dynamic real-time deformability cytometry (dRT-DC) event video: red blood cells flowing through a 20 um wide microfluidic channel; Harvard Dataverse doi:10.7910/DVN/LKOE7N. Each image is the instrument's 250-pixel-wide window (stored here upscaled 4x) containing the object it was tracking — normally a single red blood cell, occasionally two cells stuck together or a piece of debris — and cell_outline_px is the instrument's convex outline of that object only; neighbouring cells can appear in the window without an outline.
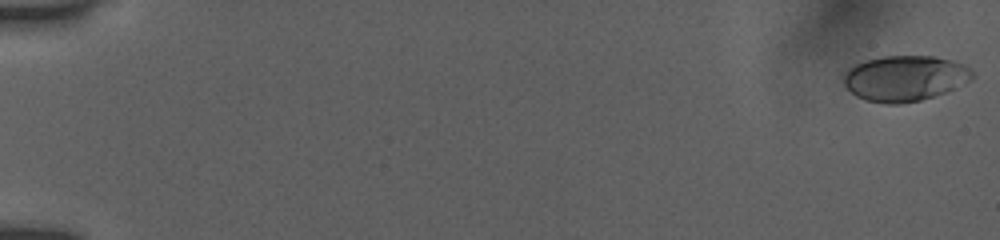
{"species": "human", "species_latin": "Homo sapiens", "temperature_condition": "room temperature", "stored_images_in_passage": 54, "camera_frame_rate_fps": 3000, "um_per_image_px": 0.085, "donor": {"sex": "female"}, "frame": {"image": 1, "passage_image": 1, "time_ms": 0.0, "image_size_px": [1000, 240], "cell_outline_px": [[976, 76], [944, 92], [920, 100], [900, 104], [884, 104], [868, 100], [856, 96], [844, 84], [844, 72], [848, 68], [856, 64], [868, 60], [884, 56], [932, 56], [952, 60], [964, 64]], "centroid_in_image_um": [76.89, 6.65], "position_along_channel_um": 8.1, "area_um2": 33.76}}
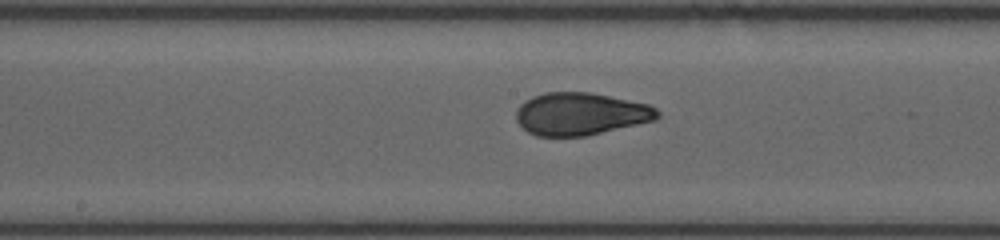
{"frame": {"image": 2, "passage_image": 30, "time_ms": 9.667, "image_size_px": [1000, 240], "cell_outline_px": [[660, 116], [656, 120], [584, 136], [536, 136], [528, 132], [516, 120], [516, 112], [520, 104], [524, 100], [532, 96], [544, 92], [588, 92], [648, 104], [656, 108], [660, 112]], "centroid_in_image_um": [49.33, 9.68], "position_along_channel_um": 198.9, "area_um2": 34.91}}
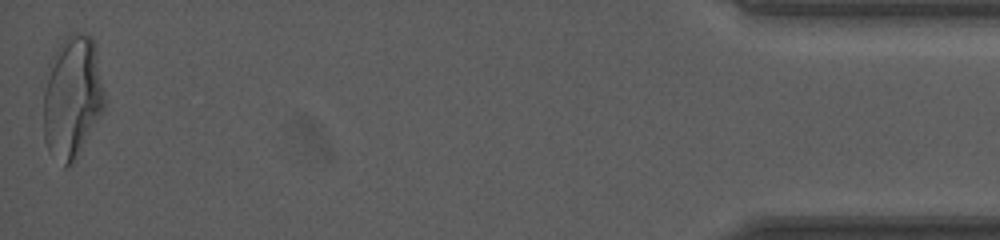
{"frame": {"image": 3, "passage_image": 54, "time_ms": 17.667, "image_size_px": [1000, 240], "cell_outline_px": [[104, 108], [100, 116], [72, 160], [64, 168], [48, 152], [44, 140], [44, 92], [48, 64], [52, 56], [60, 44], [68, 36], [76, 32], [80, 32], [92, 36], [96, 52], [104, 96]], "centroid_in_image_um": [6.1, 8.23], "position_along_channel_um": 429.1, "area_um2": 42.77}, "authors_computed_cell_mechanics": {"area_um2": 34.969, "velocity_mm_per_s": 3.9146, "shape_relaxation_time_tau1_ms": 5.9502, "shape_relaxation_time_tau2_ms": 0.8712, "deformation_change_tau1": 0.2013, "deformation_change_tau2": 0.0653}}